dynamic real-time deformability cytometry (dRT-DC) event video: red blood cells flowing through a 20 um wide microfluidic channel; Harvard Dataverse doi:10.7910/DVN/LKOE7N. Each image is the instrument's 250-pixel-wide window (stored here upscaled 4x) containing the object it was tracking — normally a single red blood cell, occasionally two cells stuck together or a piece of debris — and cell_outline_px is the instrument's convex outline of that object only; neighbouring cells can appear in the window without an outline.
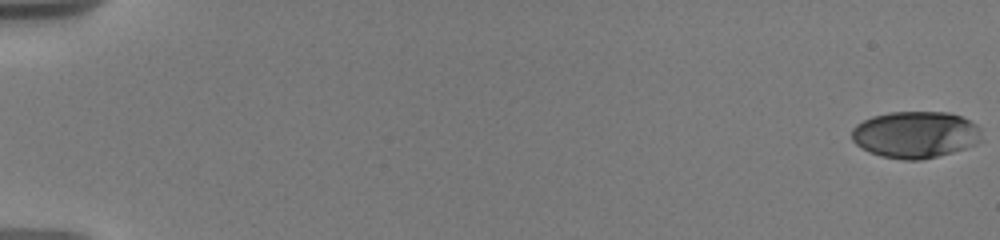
{"species": "human", "species_latin": "Homo sapiens", "temperature_condition": "warm", "stored_images_in_passage": 32, "camera_frame_rate_fps": 3000, "um_per_image_px": 0.085, "donor": {"sex": "male"}, "frame": {"image": 1, "passage_image": 1, "time_ms": 0.0, "image_size_px": [1000, 240], "cell_outline_px": [[984, 140], [976, 144], [952, 152], [920, 160], [904, 160], [880, 156], [868, 152], [860, 148], [852, 140], [852, 128], [856, 124], [872, 116], [888, 112], [948, 112], [960, 116], [976, 124], [980, 128]], "centroid_in_image_um": [77.8, 11.44], "position_along_channel_um": 7.2, "area_um2": 35.66}}
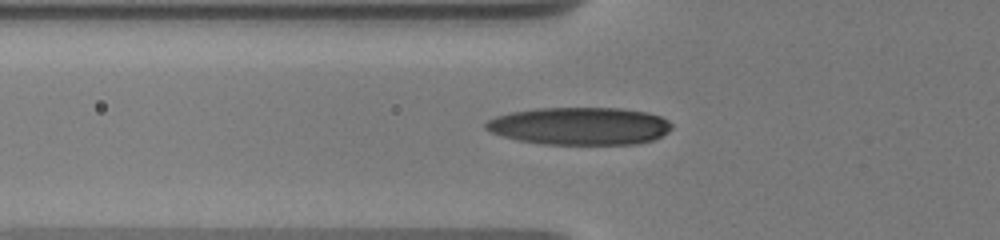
{"frame": {"image": 2, "passage_image": 22, "time_ms": 7.0, "image_size_px": [1000, 240], "cell_outline_px": [[672, 128], [668, 132], [652, 140], [636, 144], [544, 144], [520, 140], [504, 136], [492, 132], [484, 128], [484, 124], [488, 120], [496, 116], [512, 112], [536, 108], [624, 108], [648, 112], [660, 116], [668, 120], [672, 124]], "centroid_in_image_um": [49.31, 10.7], "position_along_channel_um": 76.5, "area_um2": 40.75}}
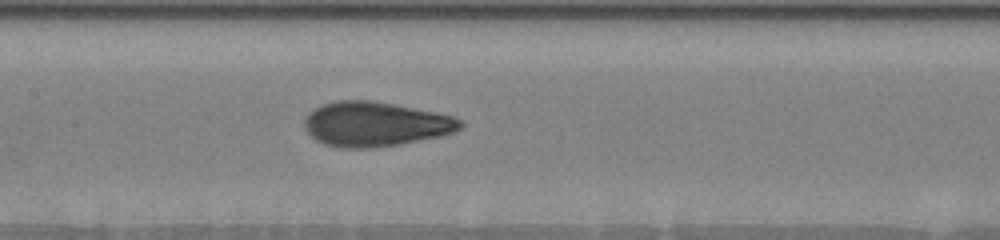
{"frame": {"image": 3, "passage_image": 31, "time_ms": 9.667, "image_size_px": [1000, 240], "cell_outline_px": [[464, 124], [460, 128], [452, 132], [440, 136], [400, 144], [368, 148], [344, 148], [324, 144], [316, 140], [304, 128], [304, 120], [308, 112], [320, 104], [332, 100], [372, 100], [436, 112], [452, 116], [460, 120]], "centroid_in_image_um": [31.85, 10.53], "position_along_channel_um": 175.5, "area_um2": 40.58}}